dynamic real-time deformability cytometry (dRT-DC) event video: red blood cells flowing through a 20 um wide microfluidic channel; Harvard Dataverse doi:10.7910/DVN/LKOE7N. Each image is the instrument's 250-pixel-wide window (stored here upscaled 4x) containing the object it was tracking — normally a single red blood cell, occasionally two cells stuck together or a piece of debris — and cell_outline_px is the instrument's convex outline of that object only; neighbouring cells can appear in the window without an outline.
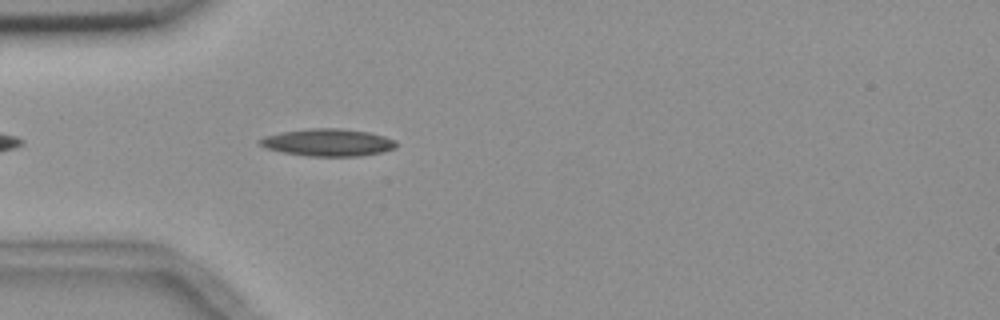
{"species": "common noctule bat (a hibernating species)", "species_latin": "Nyctalus noctula", "temperature_condition": "room temperature", "stored_images_in_passage": 9, "camera_frame_rate_fps": 3000, "um_per_image_px": 0.085, "animal": {"sex": "female", "body_mass_g": 18.4}, "frame": {"image": 1, "passage_image": 4, "time_ms": 1.0, "image_size_px": [1000, 320], "cell_outline_px": [[396, 148], [380, 152], [360, 156], [308, 156], [284, 152], [264, 148], [256, 144], [256, 140], [264, 136], [280, 132], [312, 128], [336, 128], [368, 132], [384, 136], [396, 140]], "centroid_in_image_um": [27.81, 12.11], "position_along_channel_um": 57.2, "area_um2": 21.79}}